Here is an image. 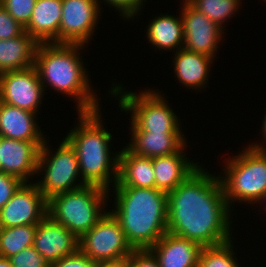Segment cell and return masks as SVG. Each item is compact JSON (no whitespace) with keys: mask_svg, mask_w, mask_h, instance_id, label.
Instances as JSON below:
<instances>
[{"mask_svg":"<svg viewBox=\"0 0 266 267\" xmlns=\"http://www.w3.org/2000/svg\"><path fill=\"white\" fill-rule=\"evenodd\" d=\"M130 267H159V264L149 249L133 250L130 254Z\"/></svg>","mask_w":266,"mask_h":267,"instance_id":"34","label":"cell"},{"mask_svg":"<svg viewBox=\"0 0 266 267\" xmlns=\"http://www.w3.org/2000/svg\"><path fill=\"white\" fill-rule=\"evenodd\" d=\"M35 118L33 112L0 101V136L28 142H45Z\"/></svg>","mask_w":266,"mask_h":267,"instance_id":"17","label":"cell"},{"mask_svg":"<svg viewBox=\"0 0 266 267\" xmlns=\"http://www.w3.org/2000/svg\"><path fill=\"white\" fill-rule=\"evenodd\" d=\"M50 153L52 152L49 151L47 142H44L39 152L37 173L44 171L45 174L40 182L35 183L47 200L57 194L86 185L84 181L76 183V179L81 174L78 157L76 150L66 139L59 144L53 155L50 156Z\"/></svg>","mask_w":266,"mask_h":267,"instance_id":"8","label":"cell"},{"mask_svg":"<svg viewBox=\"0 0 266 267\" xmlns=\"http://www.w3.org/2000/svg\"><path fill=\"white\" fill-rule=\"evenodd\" d=\"M201 249L196 242L167 232L149 250L159 267H198Z\"/></svg>","mask_w":266,"mask_h":267,"instance_id":"16","label":"cell"},{"mask_svg":"<svg viewBox=\"0 0 266 267\" xmlns=\"http://www.w3.org/2000/svg\"><path fill=\"white\" fill-rule=\"evenodd\" d=\"M100 2V0H98ZM107 2L110 6L115 7L120 14L126 19L134 17L139 14L143 2L145 0H103Z\"/></svg>","mask_w":266,"mask_h":267,"instance_id":"33","label":"cell"},{"mask_svg":"<svg viewBox=\"0 0 266 267\" xmlns=\"http://www.w3.org/2000/svg\"><path fill=\"white\" fill-rule=\"evenodd\" d=\"M115 209L133 250L150 249L168 232V195L156 188L114 187Z\"/></svg>","mask_w":266,"mask_h":267,"instance_id":"2","label":"cell"},{"mask_svg":"<svg viewBox=\"0 0 266 267\" xmlns=\"http://www.w3.org/2000/svg\"><path fill=\"white\" fill-rule=\"evenodd\" d=\"M231 242L229 240L219 245L202 247L198 267H238Z\"/></svg>","mask_w":266,"mask_h":267,"instance_id":"27","label":"cell"},{"mask_svg":"<svg viewBox=\"0 0 266 267\" xmlns=\"http://www.w3.org/2000/svg\"><path fill=\"white\" fill-rule=\"evenodd\" d=\"M118 154V180L114 187L155 188L152 158L136 155L127 147Z\"/></svg>","mask_w":266,"mask_h":267,"instance_id":"21","label":"cell"},{"mask_svg":"<svg viewBox=\"0 0 266 267\" xmlns=\"http://www.w3.org/2000/svg\"><path fill=\"white\" fill-rule=\"evenodd\" d=\"M183 147L179 152L152 158L155 176V188L165 192L174 190L200 166L187 160Z\"/></svg>","mask_w":266,"mask_h":267,"instance_id":"19","label":"cell"},{"mask_svg":"<svg viewBox=\"0 0 266 267\" xmlns=\"http://www.w3.org/2000/svg\"><path fill=\"white\" fill-rule=\"evenodd\" d=\"M62 0H37L24 30L38 43H58Z\"/></svg>","mask_w":266,"mask_h":267,"instance_id":"18","label":"cell"},{"mask_svg":"<svg viewBox=\"0 0 266 267\" xmlns=\"http://www.w3.org/2000/svg\"><path fill=\"white\" fill-rule=\"evenodd\" d=\"M168 195V232L201 247L231 240L230 206L219 176L200 166Z\"/></svg>","mask_w":266,"mask_h":267,"instance_id":"1","label":"cell"},{"mask_svg":"<svg viewBox=\"0 0 266 267\" xmlns=\"http://www.w3.org/2000/svg\"><path fill=\"white\" fill-rule=\"evenodd\" d=\"M263 126H262V132H263V137H264V140H265V143H263V144H266V115H265V118H264V121H263V124H262ZM253 148H255V149H257V150H260V151H264V152H266V147H265V145H262L261 143H260V145L257 143H254V145L252 144L251 145ZM265 147V148H264Z\"/></svg>","mask_w":266,"mask_h":267,"instance_id":"36","label":"cell"},{"mask_svg":"<svg viewBox=\"0 0 266 267\" xmlns=\"http://www.w3.org/2000/svg\"><path fill=\"white\" fill-rule=\"evenodd\" d=\"M81 44L39 43L34 66L45 90V83L56 91L75 98L78 112L99 110L97 95L91 90L81 61ZM79 50V51H78ZM96 96V97H95Z\"/></svg>","mask_w":266,"mask_h":267,"instance_id":"3","label":"cell"},{"mask_svg":"<svg viewBox=\"0 0 266 267\" xmlns=\"http://www.w3.org/2000/svg\"><path fill=\"white\" fill-rule=\"evenodd\" d=\"M79 250L96 262L121 259L133 252L120 223L110 211L79 238Z\"/></svg>","mask_w":266,"mask_h":267,"instance_id":"9","label":"cell"},{"mask_svg":"<svg viewBox=\"0 0 266 267\" xmlns=\"http://www.w3.org/2000/svg\"><path fill=\"white\" fill-rule=\"evenodd\" d=\"M44 88L35 66L0 74V101L37 113Z\"/></svg>","mask_w":266,"mask_h":267,"instance_id":"11","label":"cell"},{"mask_svg":"<svg viewBox=\"0 0 266 267\" xmlns=\"http://www.w3.org/2000/svg\"><path fill=\"white\" fill-rule=\"evenodd\" d=\"M199 12L223 29L228 20L239 9L240 0H188Z\"/></svg>","mask_w":266,"mask_h":267,"instance_id":"26","label":"cell"},{"mask_svg":"<svg viewBox=\"0 0 266 267\" xmlns=\"http://www.w3.org/2000/svg\"><path fill=\"white\" fill-rule=\"evenodd\" d=\"M181 17L184 29L185 50L197 52L215 58L222 37V28L183 0ZM215 54V55H214Z\"/></svg>","mask_w":266,"mask_h":267,"instance_id":"13","label":"cell"},{"mask_svg":"<svg viewBox=\"0 0 266 267\" xmlns=\"http://www.w3.org/2000/svg\"><path fill=\"white\" fill-rule=\"evenodd\" d=\"M97 262L90 259L80 250L76 253L65 256L57 262L49 264V267H96Z\"/></svg>","mask_w":266,"mask_h":267,"instance_id":"32","label":"cell"},{"mask_svg":"<svg viewBox=\"0 0 266 267\" xmlns=\"http://www.w3.org/2000/svg\"><path fill=\"white\" fill-rule=\"evenodd\" d=\"M109 190L93 184L57 194L48 200L47 215L80 238L106 213Z\"/></svg>","mask_w":266,"mask_h":267,"instance_id":"5","label":"cell"},{"mask_svg":"<svg viewBox=\"0 0 266 267\" xmlns=\"http://www.w3.org/2000/svg\"><path fill=\"white\" fill-rule=\"evenodd\" d=\"M38 45L26 31L18 37L0 40V74L34 66Z\"/></svg>","mask_w":266,"mask_h":267,"instance_id":"22","label":"cell"},{"mask_svg":"<svg viewBox=\"0 0 266 267\" xmlns=\"http://www.w3.org/2000/svg\"><path fill=\"white\" fill-rule=\"evenodd\" d=\"M242 152L227 160L225 177L219 176L228 205L236 200L255 204L266 193V152L250 145Z\"/></svg>","mask_w":266,"mask_h":267,"instance_id":"6","label":"cell"},{"mask_svg":"<svg viewBox=\"0 0 266 267\" xmlns=\"http://www.w3.org/2000/svg\"><path fill=\"white\" fill-rule=\"evenodd\" d=\"M23 183L17 177L0 172V210Z\"/></svg>","mask_w":266,"mask_h":267,"instance_id":"31","label":"cell"},{"mask_svg":"<svg viewBox=\"0 0 266 267\" xmlns=\"http://www.w3.org/2000/svg\"><path fill=\"white\" fill-rule=\"evenodd\" d=\"M99 112H77L80 123L65 139L76 150L82 181L110 190V183L118 180L119 154L110 158L112 135L102 127Z\"/></svg>","mask_w":266,"mask_h":267,"instance_id":"4","label":"cell"},{"mask_svg":"<svg viewBox=\"0 0 266 267\" xmlns=\"http://www.w3.org/2000/svg\"><path fill=\"white\" fill-rule=\"evenodd\" d=\"M36 225L0 227V256L11 257L33 246Z\"/></svg>","mask_w":266,"mask_h":267,"instance_id":"25","label":"cell"},{"mask_svg":"<svg viewBox=\"0 0 266 267\" xmlns=\"http://www.w3.org/2000/svg\"><path fill=\"white\" fill-rule=\"evenodd\" d=\"M147 38L149 42L159 49L178 50L184 45V29L182 17L172 15H160L147 26Z\"/></svg>","mask_w":266,"mask_h":267,"instance_id":"24","label":"cell"},{"mask_svg":"<svg viewBox=\"0 0 266 267\" xmlns=\"http://www.w3.org/2000/svg\"><path fill=\"white\" fill-rule=\"evenodd\" d=\"M13 267H49V263L33 246L22 249L17 254L9 257Z\"/></svg>","mask_w":266,"mask_h":267,"instance_id":"29","label":"cell"},{"mask_svg":"<svg viewBox=\"0 0 266 267\" xmlns=\"http://www.w3.org/2000/svg\"><path fill=\"white\" fill-rule=\"evenodd\" d=\"M37 0H1L0 5L25 28L32 17Z\"/></svg>","mask_w":266,"mask_h":267,"instance_id":"28","label":"cell"},{"mask_svg":"<svg viewBox=\"0 0 266 267\" xmlns=\"http://www.w3.org/2000/svg\"><path fill=\"white\" fill-rule=\"evenodd\" d=\"M111 88L113 97L119 95L120 109L132 112L131 132H182L177 116L161 94L149 89L139 94L124 92L119 84Z\"/></svg>","mask_w":266,"mask_h":267,"instance_id":"7","label":"cell"},{"mask_svg":"<svg viewBox=\"0 0 266 267\" xmlns=\"http://www.w3.org/2000/svg\"><path fill=\"white\" fill-rule=\"evenodd\" d=\"M98 0H62L59 44L85 45L99 21Z\"/></svg>","mask_w":266,"mask_h":267,"instance_id":"10","label":"cell"},{"mask_svg":"<svg viewBox=\"0 0 266 267\" xmlns=\"http://www.w3.org/2000/svg\"><path fill=\"white\" fill-rule=\"evenodd\" d=\"M33 247L51 264L79 250V238L48 215L36 225Z\"/></svg>","mask_w":266,"mask_h":267,"instance_id":"14","label":"cell"},{"mask_svg":"<svg viewBox=\"0 0 266 267\" xmlns=\"http://www.w3.org/2000/svg\"><path fill=\"white\" fill-rule=\"evenodd\" d=\"M131 135L132 142L126 147L141 157L171 155L186 146L182 132H132Z\"/></svg>","mask_w":266,"mask_h":267,"instance_id":"20","label":"cell"},{"mask_svg":"<svg viewBox=\"0 0 266 267\" xmlns=\"http://www.w3.org/2000/svg\"><path fill=\"white\" fill-rule=\"evenodd\" d=\"M48 200L35 183H23L0 210V227L37 225L47 216Z\"/></svg>","mask_w":266,"mask_h":267,"instance_id":"12","label":"cell"},{"mask_svg":"<svg viewBox=\"0 0 266 267\" xmlns=\"http://www.w3.org/2000/svg\"><path fill=\"white\" fill-rule=\"evenodd\" d=\"M174 71L180 83L185 87L198 89L206 86L208 81L207 75H209L210 63L213 62V58L197 53L191 52L181 48L176 49L174 57ZM201 86V87H200Z\"/></svg>","mask_w":266,"mask_h":267,"instance_id":"23","label":"cell"},{"mask_svg":"<svg viewBox=\"0 0 266 267\" xmlns=\"http://www.w3.org/2000/svg\"><path fill=\"white\" fill-rule=\"evenodd\" d=\"M96 267H130V256L116 260L97 262Z\"/></svg>","mask_w":266,"mask_h":267,"instance_id":"35","label":"cell"},{"mask_svg":"<svg viewBox=\"0 0 266 267\" xmlns=\"http://www.w3.org/2000/svg\"><path fill=\"white\" fill-rule=\"evenodd\" d=\"M43 144L44 142H28L0 136L1 172L28 183L30 177L37 174L39 152Z\"/></svg>","mask_w":266,"mask_h":267,"instance_id":"15","label":"cell"},{"mask_svg":"<svg viewBox=\"0 0 266 267\" xmlns=\"http://www.w3.org/2000/svg\"><path fill=\"white\" fill-rule=\"evenodd\" d=\"M24 28L0 5V40L20 36Z\"/></svg>","mask_w":266,"mask_h":267,"instance_id":"30","label":"cell"},{"mask_svg":"<svg viewBox=\"0 0 266 267\" xmlns=\"http://www.w3.org/2000/svg\"><path fill=\"white\" fill-rule=\"evenodd\" d=\"M0 267H13L9 258L0 256Z\"/></svg>","mask_w":266,"mask_h":267,"instance_id":"37","label":"cell"}]
</instances>
